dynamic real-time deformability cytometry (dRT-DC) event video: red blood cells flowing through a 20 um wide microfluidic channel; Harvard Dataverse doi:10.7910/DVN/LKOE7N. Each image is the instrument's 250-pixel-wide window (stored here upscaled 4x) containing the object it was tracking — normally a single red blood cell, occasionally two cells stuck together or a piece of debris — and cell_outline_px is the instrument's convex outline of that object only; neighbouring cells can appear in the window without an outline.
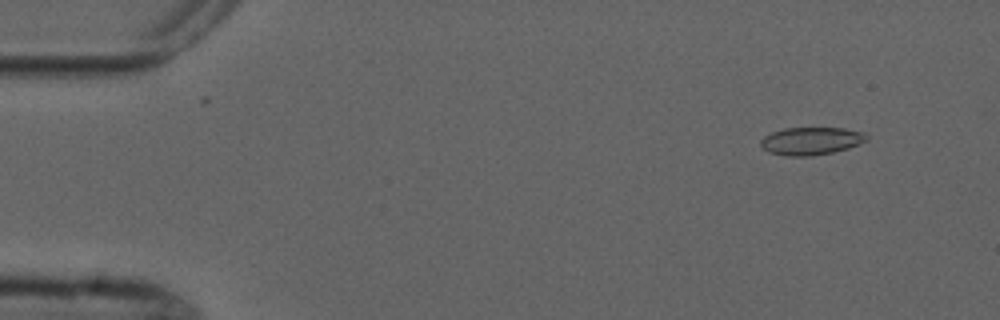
{"species": "common noctule bat (a hibernating species)", "species_latin": "Nyctalus noctula", "temperature_condition": "cold", "stored_images_in_passage": 4, "camera_frame_rate_fps": 3000, "um_per_image_px": 0.085, "animal": {"sex": "male", "forearm_length_mm": 52.5}, "frame": {"image": 1, "passage_image": 2, "time_ms": 1.0, "image_size_px": [1000, 320], "cell_outline_px": [[868, 140], [860, 144], [848, 148], [832, 152], [812, 156], [788, 156], [768, 152], [760, 144], [760, 140], [764, 136], [772, 132], [784, 128], [844, 128], [864, 132], [868, 136]], "centroid_in_image_um": [68.96, 11.98], "position_along_channel_um": 16.0, "area_um2": 17.17}}